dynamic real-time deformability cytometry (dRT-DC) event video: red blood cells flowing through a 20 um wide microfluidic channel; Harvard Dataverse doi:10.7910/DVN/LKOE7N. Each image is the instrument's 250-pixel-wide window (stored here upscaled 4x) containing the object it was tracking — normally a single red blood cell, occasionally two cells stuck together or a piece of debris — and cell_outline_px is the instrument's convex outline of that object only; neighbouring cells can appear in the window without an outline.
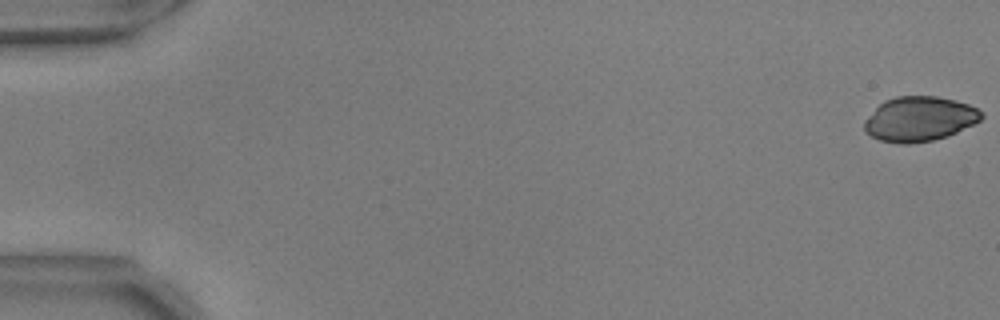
{"species": "common noctule bat (a hibernating species)", "species_latin": "Nyctalus noctula", "temperature_condition": "warm", "stored_images_in_passage": 55, "camera_frame_rate_fps": 3000, "um_per_image_px": 0.085, "animal": {"sex": "male", "body_mass_g": 17.9, "forearm_length_mm": 54.2}, "frame": {"image": 1, "passage_image": 1, "time_ms": 0.0, "image_size_px": [1000, 320], "cell_outline_px": [[984, 116], [980, 120], [948, 136], [932, 140], [908, 144], [900, 144], [880, 140], [864, 132], [864, 120], [884, 100], [896, 96], [936, 96], [956, 100], [968, 104], [976, 108]], "centroid_in_image_um": [78.13, 10.11], "position_along_channel_um": 6.9, "area_um2": 30.4}}